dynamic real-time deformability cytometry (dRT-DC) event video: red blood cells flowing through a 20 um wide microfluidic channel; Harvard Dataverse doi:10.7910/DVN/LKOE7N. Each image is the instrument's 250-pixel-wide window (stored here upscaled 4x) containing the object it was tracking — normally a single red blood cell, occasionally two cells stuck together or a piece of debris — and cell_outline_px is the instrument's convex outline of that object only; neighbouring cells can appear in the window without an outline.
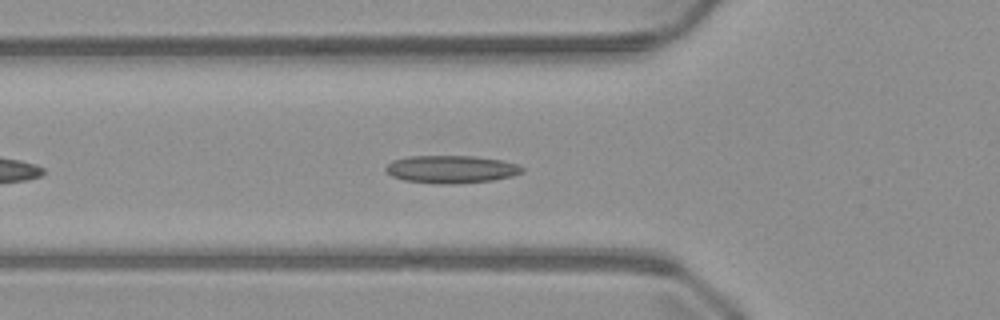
{"species": "common noctule bat (a hibernating species)", "species_latin": "Nyctalus noctula", "temperature_condition": "warm", "stored_images_in_passage": 32, "camera_frame_rate_fps": 3000, "um_per_image_px": 0.085, "animal": {"sex": "male", "body_mass_g": 23.1, "forearm_length_mm": 52.7}, "frame": {"image": 1, "passage_image": 7, "time_ms": 2.0, "image_size_px": [1000, 320], "cell_outline_px": [[524, 172], [512, 176], [492, 180], [456, 184], [436, 184], [404, 180], [392, 176], [384, 168], [392, 160], [408, 156], [476, 156], [500, 160], [516, 164], [524, 168]], "centroid_in_image_um": [38.34, 14.39], "position_along_channel_um": 87.5, "area_um2": 22.08}}
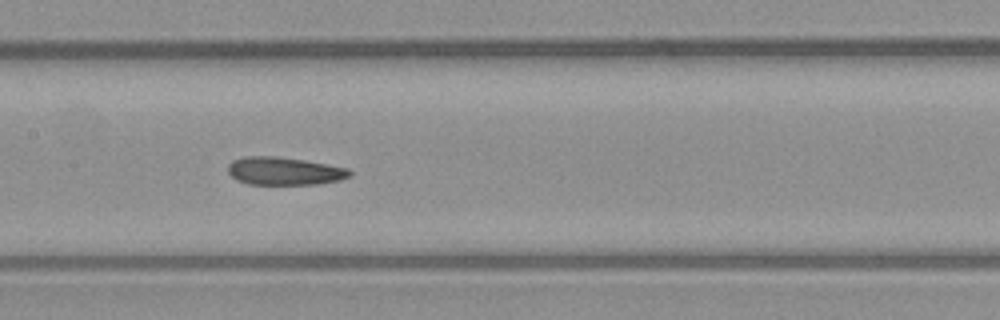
{"frame": {"image": 2, "passage_image": 14, "time_ms": 4.333, "image_size_px": [1000, 320], "cell_outline_px": [[352, 176], [340, 180], [316, 184], [248, 184], [236, 180], [228, 172], [228, 164], [232, 160], [244, 156], [276, 156], [304, 160], [328, 164], [348, 168], [352, 172]], "centroid_in_image_um": [24.17, 14.53], "position_along_channel_um": 183.2, "area_um2": 19.94}}
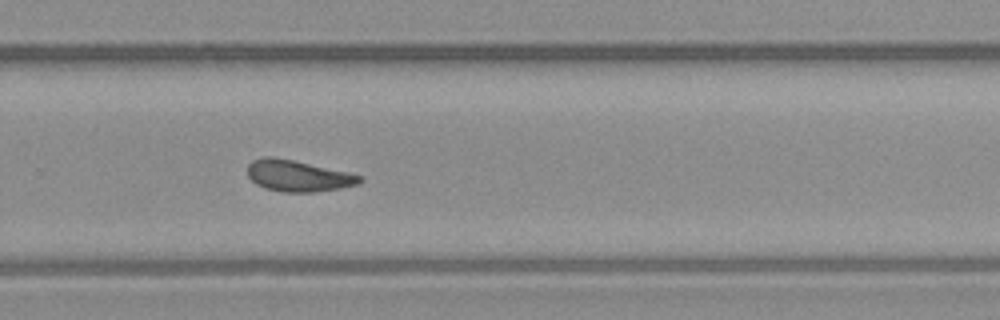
{"frame": {"image": 3, "passage_image": 23, "time_ms": 7.333, "image_size_px": [1000, 320], "cell_outline_px": [[364, 180], [356, 184], [340, 188], [312, 192], [280, 192], [264, 188], [256, 184], [248, 176], [248, 164], [252, 160], [264, 156], [272, 156], [292, 160], [348, 172], [364, 176]], "centroid_in_image_um": [25.31, 14.95], "position_along_channel_um": 304.5, "area_um2": 20.46}}